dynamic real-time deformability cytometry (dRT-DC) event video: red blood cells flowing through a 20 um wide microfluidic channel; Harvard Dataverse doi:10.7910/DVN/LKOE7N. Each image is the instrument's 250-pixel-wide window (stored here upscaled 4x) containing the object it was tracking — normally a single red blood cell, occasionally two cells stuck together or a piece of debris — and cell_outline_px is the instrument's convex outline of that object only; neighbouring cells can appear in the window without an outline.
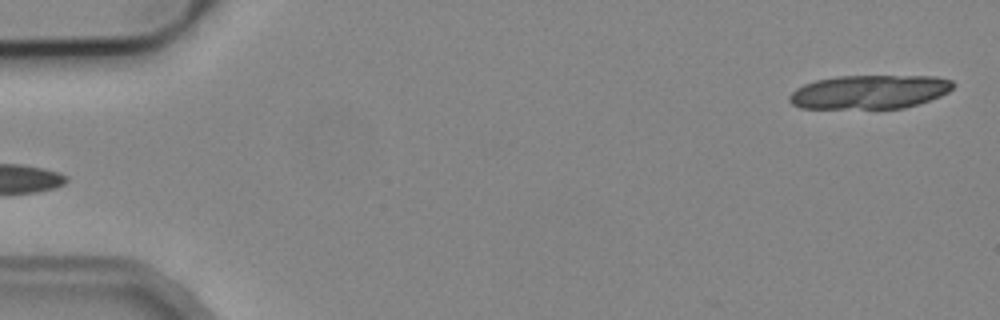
{"species": "common noctule bat (a hibernating species)", "species_latin": "Nyctalus noctula", "temperature_condition": "cold", "stored_images_in_passage": 5, "segment_of_instrument_passage": [2, 2], "camera_frame_rate_fps": 3000, "um_per_image_px": 0.085, "animal": {"sex": "male", "body_mass_g": 19.2, "forearm_length_mm": 51.8}, "frame": {"image": 1, "passage_image": 5, "time_ms": 4.667, "image_size_px": [1000, 320], "cell_outline_px": [[956, 84], [948, 92], [940, 96], [904, 108], [800, 108], [792, 104], [788, 100], [788, 96], [796, 88], [804, 84], [816, 80], [836, 76], [936, 76], [952, 80]], "centroid_in_image_um": [73.9, 7.8], "position_along_channel_um": 11.1, "area_um2": 32.31}}